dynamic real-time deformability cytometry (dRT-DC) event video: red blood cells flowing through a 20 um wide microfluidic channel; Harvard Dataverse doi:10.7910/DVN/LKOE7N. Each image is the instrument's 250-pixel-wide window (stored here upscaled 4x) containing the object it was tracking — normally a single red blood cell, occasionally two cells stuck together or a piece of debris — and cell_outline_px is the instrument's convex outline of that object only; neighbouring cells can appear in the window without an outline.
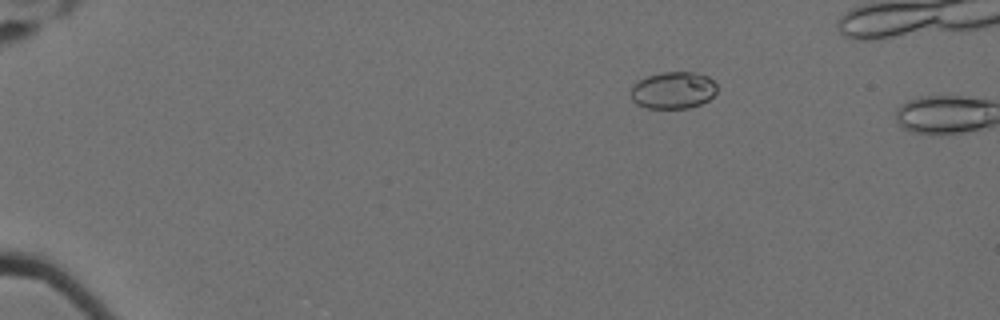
{"species": "Egyptian fruit bat (a non-hibernating species)", "species_latin": "Rousettus aegyptiacus", "temperature_condition": "cold", "stored_images_in_passage": 7, "camera_frame_rate_fps": 3000, "um_per_image_px": 0.085, "animal": {"sex": "female"}, "frame": {"image": 1, "passage_image": 5, "time_ms": 1.333, "image_size_px": [1000, 320], "cell_outline_px": [[716, 92], [708, 100], [700, 104], [688, 108], [648, 108], [636, 104], [632, 100], [632, 88], [640, 80], [648, 76], [664, 72], [692, 72], [708, 76], [716, 84]], "centroid_in_image_um": [57.24, 7.68], "position_along_channel_um": 27.8, "area_um2": 18.32}}